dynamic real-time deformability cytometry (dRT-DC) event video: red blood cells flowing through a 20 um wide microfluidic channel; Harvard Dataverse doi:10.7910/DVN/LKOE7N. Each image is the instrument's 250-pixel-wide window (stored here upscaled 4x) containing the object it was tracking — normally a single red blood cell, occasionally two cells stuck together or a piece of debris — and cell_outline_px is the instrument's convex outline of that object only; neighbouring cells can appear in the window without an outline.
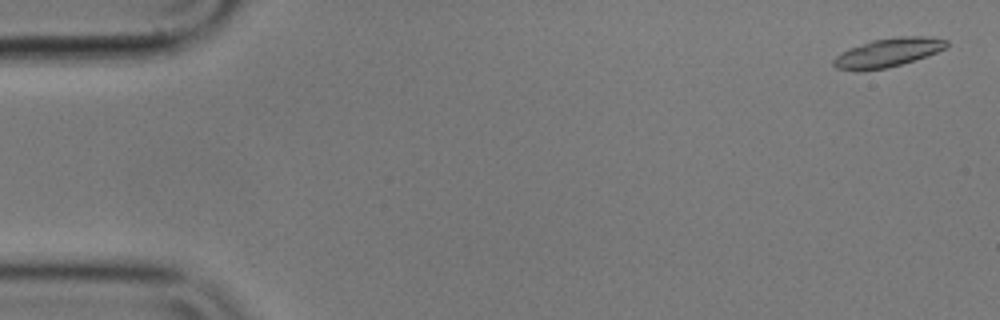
{"species": "common noctule bat (a hibernating species)", "species_latin": "Nyctalus noctula", "temperature_condition": "cold", "stored_images_in_passage": 21, "camera_frame_rate_fps": 3000, "um_per_image_px": 0.085, "animal": {"sex": "male", "body_mass_g": 17.9}, "frame": {"image": 1, "passage_image": 2, "time_ms": 0.333, "image_size_px": [1000, 320], "cell_outline_px": [[948, 48], [888, 68], [860, 72], [836, 68], [832, 64], [832, 60], [836, 56], [848, 48], [872, 40], [900, 36], [928, 36], [948, 40]], "centroid_in_image_um": [75.44, 4.47], "position_along_channel_um": 9.6, "area_um2": 19.07}}
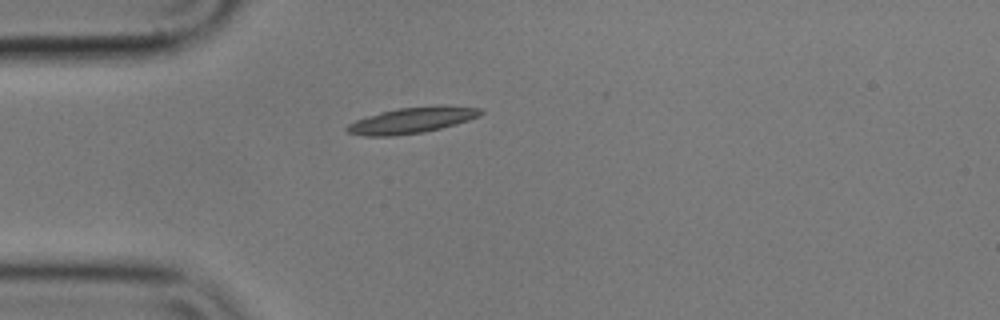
{"frame": {"image": 2, "passage_image": 15, "time_ms": 4.667, "image_size_px": [1000, 320], "cell_outline_px": [[484, 112], [480, 116], [456, 124], [424, 132], [392, 136], [364, 136], [348, 132], [344, 128], [348, 124], [356, 120], [380, 112], [400, 108], [484, 108]], "centroid_in_image_um": [34.91, 10.28], "position_along_channel_um": 50.1, "area_um2": 19.19}}
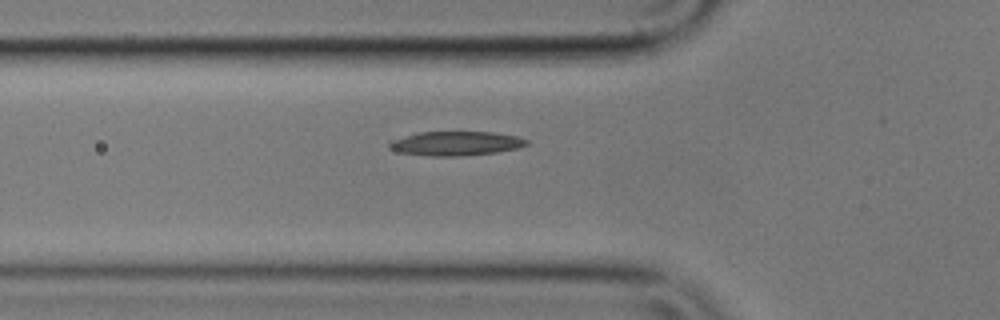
{"frame": {"image": 3, "passage_image": 19, "time_ms": 6.0, "image_size_px": [1000, 320], "cell_outline_px": [[528, 144], [520, 148], [496, 152], [460, 156], [432, 156], [396, 152], [388, 148], [388, 140], [420, 132], [492, 132], [516, 136], [528, 140]], "centroid_in_image_um": [38.7, 12.19], "position_along_channel_um": 87.1, "area_um2": 19.48}}